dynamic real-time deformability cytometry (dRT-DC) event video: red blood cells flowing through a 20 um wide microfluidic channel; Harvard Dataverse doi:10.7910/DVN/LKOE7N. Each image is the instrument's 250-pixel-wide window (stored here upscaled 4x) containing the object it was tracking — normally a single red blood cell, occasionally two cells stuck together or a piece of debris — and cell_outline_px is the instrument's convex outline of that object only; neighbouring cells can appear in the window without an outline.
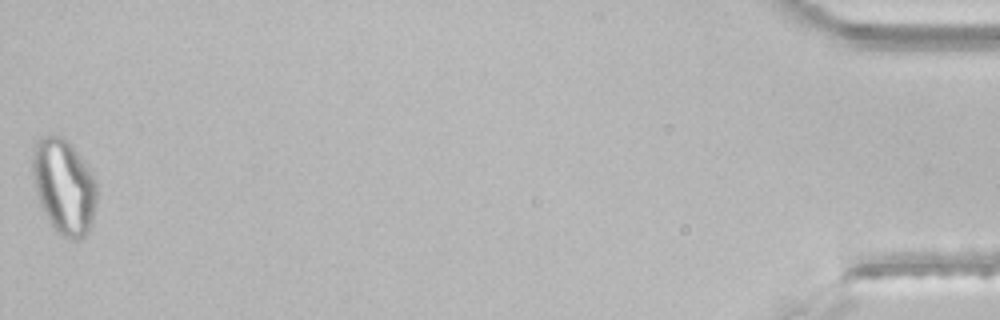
{"species": "common noctule bat (a hibernating species)", "species_latin": "Nyctalus noctula", "temperature_condition": "room temperature", "stored_images_in_passage": 43, "segment_of_instrument_passage": [2, 2], "camera_frame_rate_fps": 3000, "um_per_image_px": 0.085, "animal": {"sex": "male", "body_mass_g": 21.5, "forearm_length_mm": 52.0}, "frame": {"image": 1, "passage_image": 43, "time_ms": 14.0, "image_size_px": [1000, 320], "cell_outline_px": [[100, 192], [88, 232], [80, 240], [68, 240], [60, 236], [56, 232], [48, 220], [40, 204], [32, 172], [32, 152], [40, 136], [48, 132], [60, 136], [72, 144], [92, 172]], "centroid_in_image_um": [5.46, 15.84], "position_along_channel_um": 429.7, "area_um2": 36.36}}